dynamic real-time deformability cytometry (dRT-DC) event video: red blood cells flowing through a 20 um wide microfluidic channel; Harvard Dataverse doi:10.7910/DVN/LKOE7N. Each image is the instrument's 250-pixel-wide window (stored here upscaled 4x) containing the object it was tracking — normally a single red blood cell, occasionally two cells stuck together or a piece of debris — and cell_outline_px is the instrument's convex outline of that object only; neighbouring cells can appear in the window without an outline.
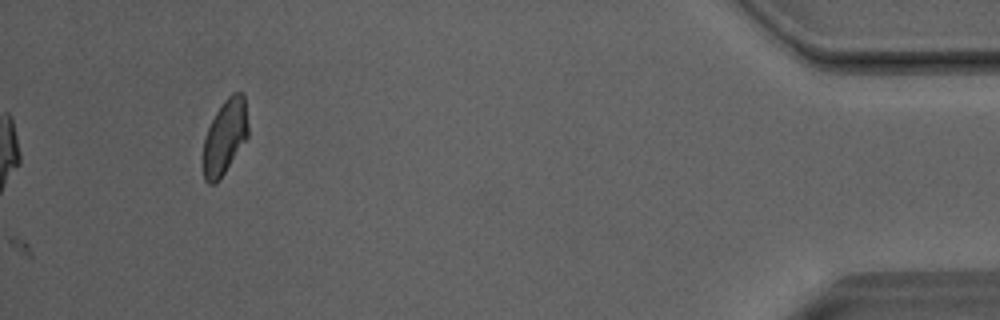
{"species": "Egyptian fruit bat (a non-hibernating species)", "species_latin": "Rousettus aegyptiacus", "temperature_condition": "room temperature", "stored_images_in_passage": 46, "camera_frame_rate_fps": 3000, "um_per_image_px": 0.085, "animal": {"sex": "male"}, "frame": {"image": 1, "passage_image": 46, "time_ms": 15.0, "image_size_px": [1000, 320], "cell_outline_px": [[248, 136], [224, 172], [212, 184], [208, 184], [204, 180], [204, 136], [216, 112], [224, 100], [232, 92], [244, 92], [248, 124]], "centroid_in_image_um": [19.13, 11.56], "position_along_channel_um": 416.1, "area_um2": 19.19}}